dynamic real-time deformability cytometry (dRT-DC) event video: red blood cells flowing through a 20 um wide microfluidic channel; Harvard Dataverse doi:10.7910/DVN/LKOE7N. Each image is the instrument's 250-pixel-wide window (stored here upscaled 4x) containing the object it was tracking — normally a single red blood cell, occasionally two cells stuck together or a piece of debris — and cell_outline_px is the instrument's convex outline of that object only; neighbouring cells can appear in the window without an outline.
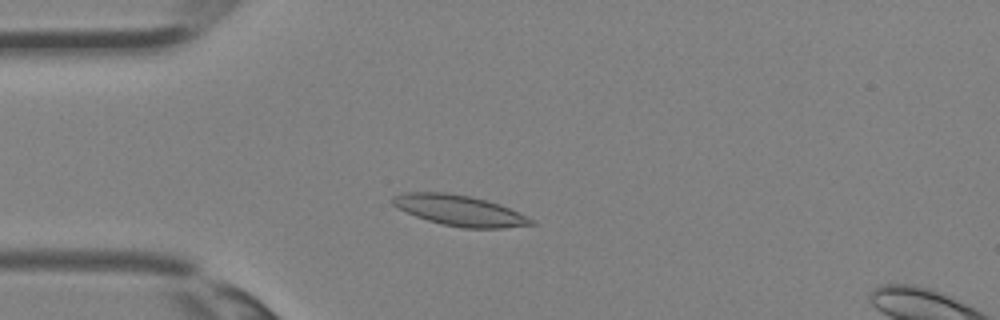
{"species": "Egyptian fruit bat (a non-hibernating species)", "species_latin": "Rousettus aegyptiacus", "temperature_condition": "room temperature", "stored_images_in_passage": 34, "camera_frame_rate_fps": 3000, "um_per_image_px": 0.085, "animal": {"sex": "female"}, "frame": {"image": 1, "passage_image": 8, "time_ms": 2.333, "image_size_px": [1000, 320], "cell_outline_px": [[536, 224], [504, 228], [464, 228], [444, 224], [428, 220], [416, 216], [396, 208], [392, 204], [392, 196], [404, 192], [444, 192], [472, 196], [500, 204], [536, 220]], "centroid_in_image_um": [39.07, 17.88], "position_along_channel_um": 45.9, "area_um2": 24.8}}
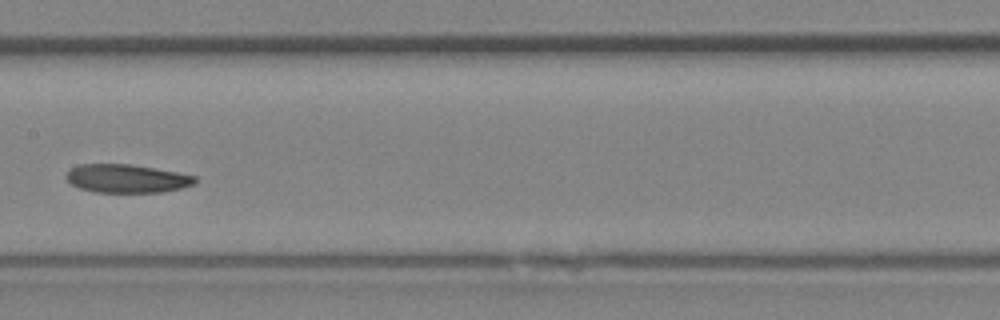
{"frame": {"image": 2, "passage_image": 17, "time_ms": 5.333, "image_size_px": [1000, 320], "cell_outline_px": [[196, 180], [192, 184], [180, 188], [160, 192], [96, 192], [80, 188], [72, 184], [64, 176], [72, 168], [80, 164], [132, 164], [176, 172], [196, 176]], "centroid_in_image_um": [10.75, 15.17], "position_along_channel_um": 196.7, "area_um2": 21.04}}
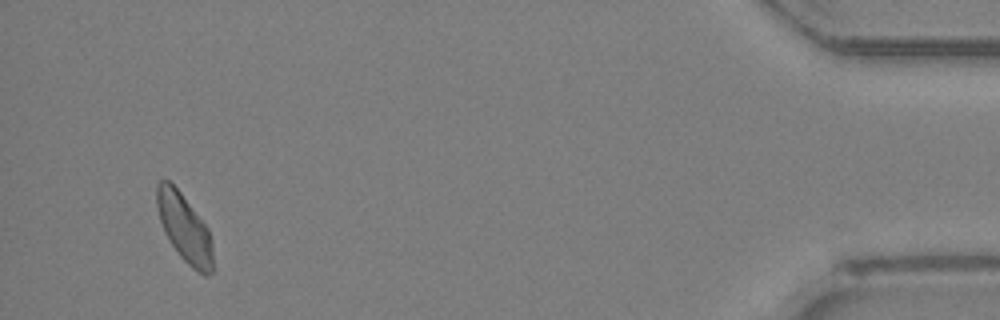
{"frame": {"image": 3, "passage_image": 33, "time_ms": 10.667, "image_size_px": [1000, 320], "cell_outline_px": [[212, 272], [208, 276], [204, 276], [196, 272], [180, 256], [172, 244], [160, 220], [156, 208], [156, 184], [160, 180], [168, 180], [180, 192], [208, 228], [212, 240]], "centroid_in_image_um": [15.68, 19.39], "position_along_channel_um": 419.5, "area_um2": 21.96}}